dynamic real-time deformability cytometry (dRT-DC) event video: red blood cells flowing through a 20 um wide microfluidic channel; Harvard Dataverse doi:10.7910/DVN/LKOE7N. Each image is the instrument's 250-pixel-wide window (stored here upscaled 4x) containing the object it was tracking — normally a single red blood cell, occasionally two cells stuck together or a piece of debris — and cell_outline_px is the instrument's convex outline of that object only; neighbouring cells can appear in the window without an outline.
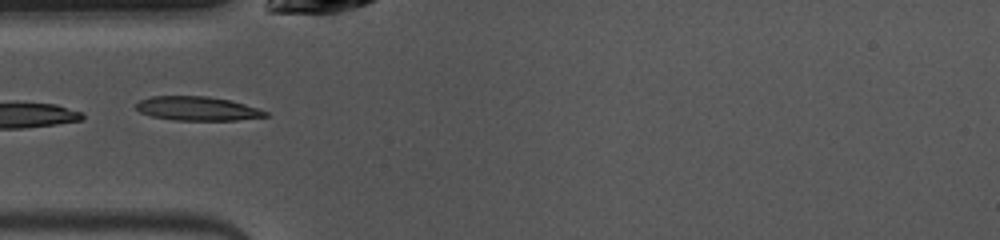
{"species": "common noctule bat (a hibernating species)", "species_latin": "Nyctalus noctula", "temperature_condition": "warm", "stored_images_in_passage": 49, "camera_frame_rate_fps": 3000, "um_per_image_px": 0.085, "animal": {"sex": "female", "body_mass_g": 10.0, "forearm_length_mm": 53.1}, "frame": {"image": 1, "passage_image": 15, "time_ms": 4.667, "image_size_px": [1000, 240], "cell_outline_px": [[268, 116], [236, 120], [172, 120], [152, 116], [140, 112], [136, 108], [136, 104], [140, 100], [152, 96], [208, 96], [228, 100], [244, 104], [268, 112]], "centroid_in_image_um": [16.75, 9.23], "position_along_channel_um": 68.3, "area_um2": 17.92}, "authors_computed_cell_mechanics": {"area_um2": 18.6116, "velocity_mm_per_s": 4.0026, "shape_relaxation_time_tau1_ms": 5.1734, "shape_relaxation_time_tau2_ms": 3.4182, "deformation_change_tau1": 0.1379, "deformation_change_tau2": 0.1}}